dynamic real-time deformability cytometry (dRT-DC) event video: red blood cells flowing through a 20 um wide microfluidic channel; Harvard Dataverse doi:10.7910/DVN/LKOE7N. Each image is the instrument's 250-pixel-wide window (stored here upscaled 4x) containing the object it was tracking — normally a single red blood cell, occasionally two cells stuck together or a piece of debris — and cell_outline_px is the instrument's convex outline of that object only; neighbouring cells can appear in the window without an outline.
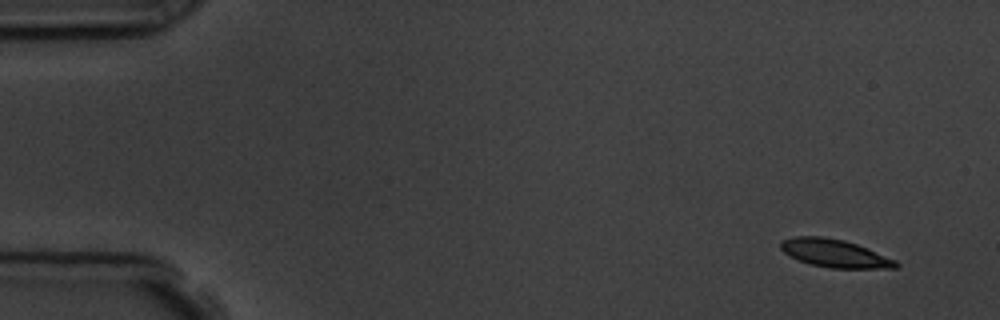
{"species": "common noctule bat (a hibernating species)", "species_latin": "Nyctalus noctula", "temperature_condition": "room temperature", "stored_images_in_passage": 16, "camera_frame_rate_fps": 3000, "um_per_image_px": 0.085, "animal": {"sex": "male", "body_mass_g": 19.5, "forearm_length_mm": 54.6}, "frame": {"image": 1, "passage_image": 1, "time_ms": 0.0, "image_size_px": [1000, 320], "cell_outline_px": [[900, 264], [896, 268], [832, 268], [812, 264], [800, 260], [784, 252], [780, 248], [780, 240], [792, 236], [824, 236], [844, 240], [868, 248], [896, 260]], "centroid_in_image_um": [70.96, 21.51], "position_along_channel_um": 14.0, "area_um2": 18.73}}
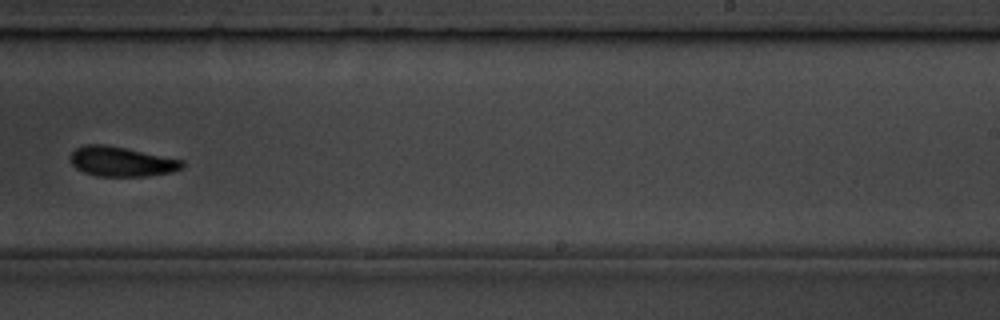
{"frame": {"image": 2, "passage_image": 10, "time_ms": 10.333, "image_size_px": [1000, 320], "cell_outline_px": [[184, 168], [172, 172], [148, 176], [96, 176], [84, 172], [76, 168], [68, 160], [68, 156], [76, 148], [84, 144], [104, 144], [128, 148], [184, 160]], "centroid_in_image_um": [10.32, 13.72], "position_along_channel_um": 278.7, "area_um2": 19.77}}
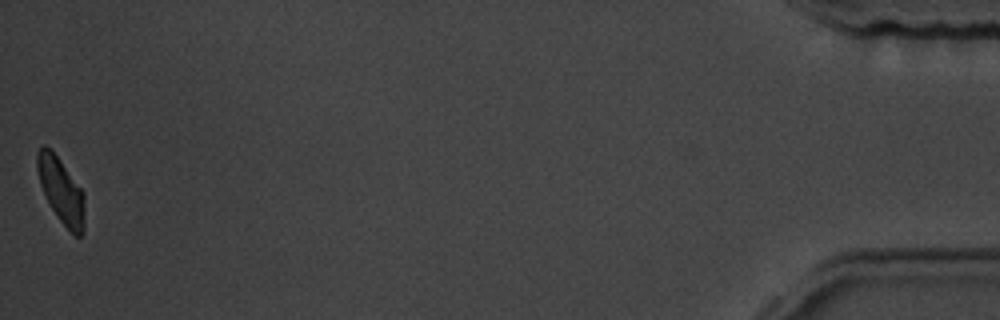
{"frame": {"image": 3, "passage_image": 16, "time_ms": 17.0, "image_size_px": [1000, 320], "cell_outline_px": [[84, 232], [80, 236], [76, 236], [60, 220], [52, 208], [40, 184], [36, 168], [36, 152], [44, 144], [56, 156], [84, 192]], "centroid_in_image_um": [5.19, 16.19], "position_along_channel_um": 430.0, "area_um2": 17.63}, "authors_computed_cell_mechanics": {"area_um2": 19.1318, "velocity_mm_per_s": 3.7164, "shape_relaxation_time_tau1_ms": 1.7504, "shape_relaxation_time_tau2_ms": null, "deformation_change_tau1": 0.0952, "deformation_change_tau2": null}}